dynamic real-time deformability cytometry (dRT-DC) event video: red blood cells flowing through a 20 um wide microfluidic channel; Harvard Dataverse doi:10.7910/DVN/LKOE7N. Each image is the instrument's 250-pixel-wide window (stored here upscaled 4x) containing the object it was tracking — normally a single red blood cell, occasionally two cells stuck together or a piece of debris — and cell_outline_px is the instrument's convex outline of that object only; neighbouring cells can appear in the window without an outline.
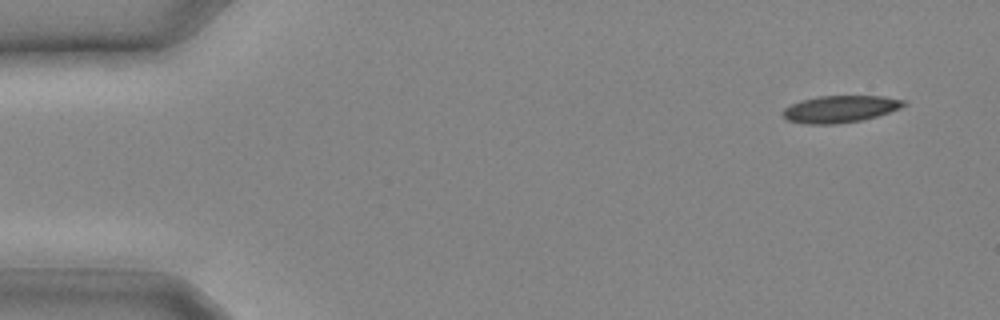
{"species": "common noctule bat (a hibernating species)", "species_latin": "Nyctalus noctula", "temperature_condition": "cold", "stored_images_in_passage": 8, "camera_frame_rate_fps": 3000, "um_per_image_px": 0.085, "animal": {"sex": "male", "body_mass_g": 20.4}, "frame": {"image": 1, "passage_image": 1, "time_ms": 0.0, "image_size_px": [1000, 320], "cell_outline_px": [[908, 104], [900, 108], [876, 116], [860, 120], [836, 124], [808, 124], [788, 120], [784, 116], [784, 108], [800, 100], [820, 96], [884, 96], [904, 100]], "centroid_in_image_um": [71.43, 9.26], "position_along_channel_um": 13.6, "area_um2": 18.79}}
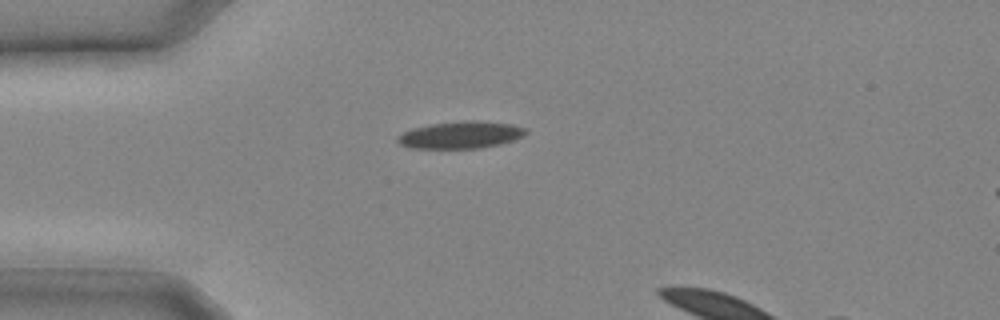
{"frame": {"image": 2, "passage_image": 6, "time_ms": 1.667, "image_size_px": [1000, 320], "cell_outline_px": [[528, 132], [524, 136], [500, 144], [480, 148], [408, 148], [400, 144], [396, 140], [404, 132], [412, 128], [432, 124], [464, 120], [480, 120], [512, 124], [528, 128]], "centroid_in_image_um": [39.21, 11.46], "position_along_channel_um": 45.8, "area_um2": 20.35}}